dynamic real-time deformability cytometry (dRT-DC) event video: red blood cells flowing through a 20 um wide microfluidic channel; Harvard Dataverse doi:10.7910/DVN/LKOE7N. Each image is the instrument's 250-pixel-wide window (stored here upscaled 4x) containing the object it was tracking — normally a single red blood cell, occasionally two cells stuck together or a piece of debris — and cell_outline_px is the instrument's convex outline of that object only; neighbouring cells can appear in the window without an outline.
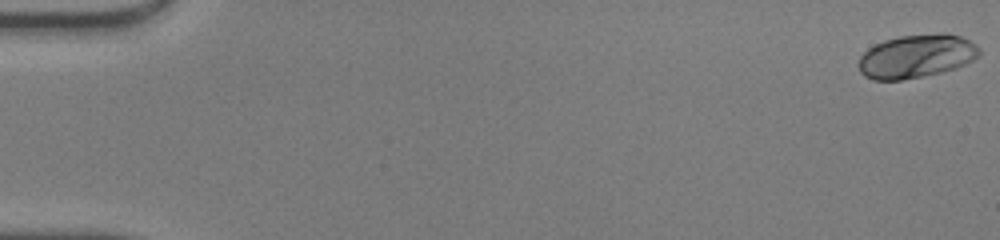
{"species": "human", "species_latin": "Homo sapiens", "temperature_condition": "warm", "stored_images_in_passage": 49, "camera_frame_rate_fps": 3000, "um_per_image_px": 0.085, "donor": {"sex": "male"}, "frame": {"image": 1, "passage_image": 1, "time_ms": 0.0, "image_size_px": [1000, 240], "cell_outline_px": [[980, 56], [956, 68], [940, 72], [900, 80], [872, 80], [864, 76], [860, 72], [860, 56], [868, 48], [884, 40], [900, 36], [940, 32], [944, 32], [960, 36], [976, 44], [980, 48]], "centroid_in_image_um": [77.91, 4.76], "position_along_channel_um": 7.1, "area_um2": 30.52}}
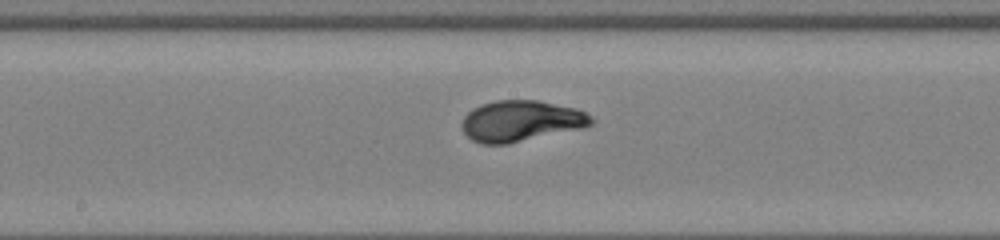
{"frame": {"image": 2, "passage_image": 27, "time_ms": 8.667, "image_size_px": [1000, 240], "cell_outline_px": [[596, 120], [592, 124], [584, 128], [508, 144], [480, 144], [472, 140], [464, 132], [460, 124], [464, 116], [472, 108], [496, 100], [536, 100], [576, 108], [592, 116]], "centroid_in_image_um": [44.29, 10.29], "position_along_channel_um": 203.9, "area_um2": 31.1}}
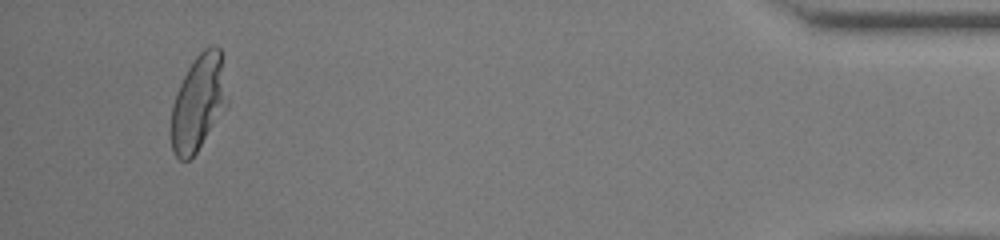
{"frame": {"image": 3, "passage_image": 47, "time_ms": 15.333, "image_size_px": [1000, 240], "cell_outline_px": [[228, 108], [196, 152], [188, 160], [180, 160], [176, 156], [172, 148], [168, 132], [172, 104], [180, 84], [188, 68], [196, 56], [204, 48], [212, 44], [216, 44], [220, 48], [228, 100]], "centroid_in_image_um": [16.85, 8.76], "position_along_channel_um": 418.3, "area_um2": 31.96}, "authors_computed_cell_mechanics": {"area_um2": 29.9982, "velocity_mm_per_s": 4.2718, "shape_relaxation_time_tau1_ms": 3.4473, "shape_relaxation_time_tau2_ms": null, "deformation_change_tau1": 0.209, "deformation_change_tau2": null}}